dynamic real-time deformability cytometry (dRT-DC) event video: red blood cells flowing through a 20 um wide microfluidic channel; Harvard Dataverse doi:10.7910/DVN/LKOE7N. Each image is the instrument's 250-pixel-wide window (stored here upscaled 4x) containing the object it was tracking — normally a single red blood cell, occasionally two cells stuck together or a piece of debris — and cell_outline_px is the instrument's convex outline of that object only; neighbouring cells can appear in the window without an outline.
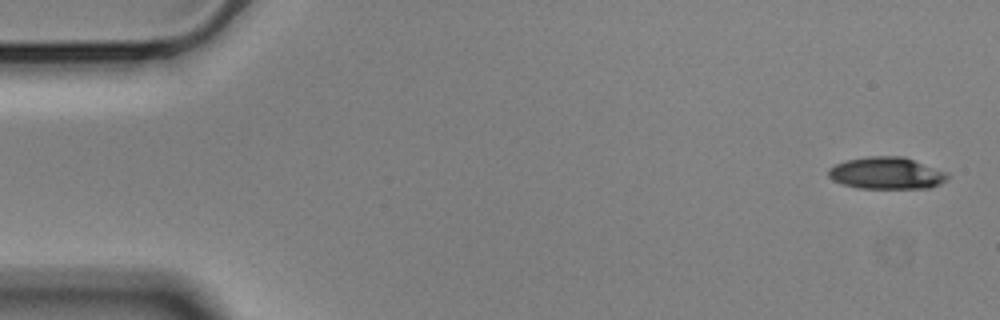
{"species": "Egyptian fruit bat (a non-hibernating species)", "species_latin": "Rousettus aegyptiacus", "temperature_condition": "cold", "stored_images_in_passage": 56, "camera_frame_rate_fps": 3000, "um_per_image_px": 0.085, "animal": {"sex": "male"}, "frame": {"image": 1, "passage_image": 1, "time_ms": 0.0, "image_size_px": [1000, 320], "cell_outline_px": [[948, 176], [940, 184], [932, 188], [856, 188], [832, 180], [828, 176], [828, 168], [844, 160], [868, 156], [904, 156], [948, 172]], "centroid_in_image_um": [75.35, 14.71], "position_along_channel_um": 9.7, "area_um2": 22.37}}
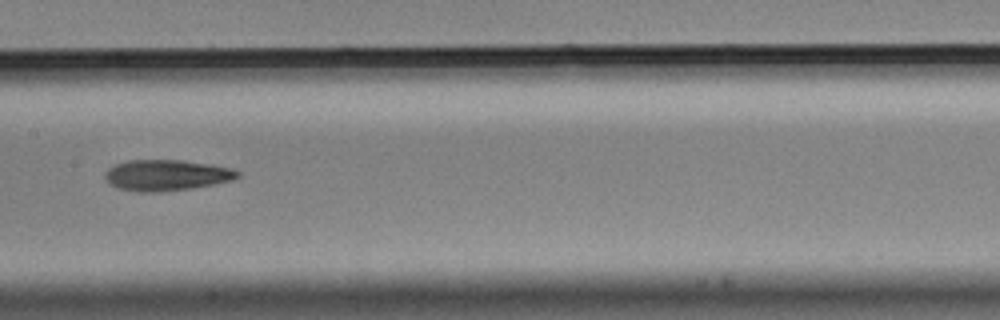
{"frame": {"image": 2, "passage_image": 27, "time_ms": 8.667, "image_size_px": [1000, 320], "cell_outline_px": [[240, 176], [232, 180], [192, 188], [160, 192], [140, 192], [120, 188], [108, 184], [104, 176], [108, 168], [116, 164], [128, 160], [180, 160], [212, 164], [232, 168], [240, 172]], "centroid_in_image_um": [14.15, 14.89], "position_along_channel_um": 193.2, "area_um2": 23.93}}
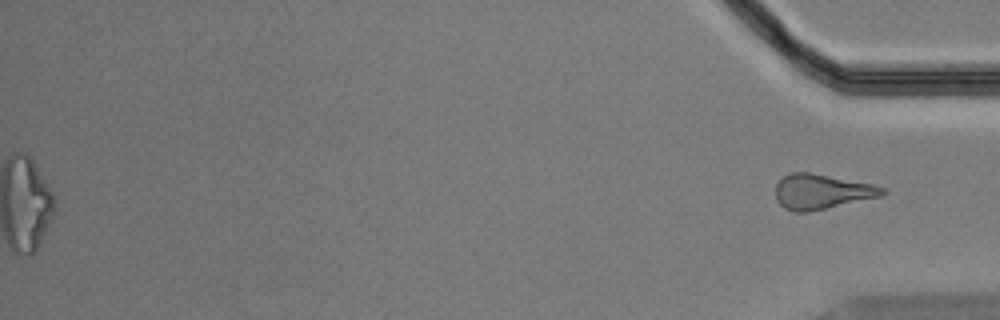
{"frame": {"image": 3, "passage_image": 56, "time_ms": 18.333, "image_size_px": [1000, 320], "cell_outline_px": [[888, 192], [880, 196], [808, 212], [792, 212], [784, 208], [776, 200], [776, 184], [784, 176], [792, 172], [808, 172], [872, 184], [884, 188]], "centroid_in_image_um": [69.81, 16.29], "position_along_channel_um": 365.4, "area_um2": 21.5}, "authors_computed_cell_mechanics": {"area_um2": 23.3223, "velocity_mm_per_s": 3.5483, "shape_relaxation_time_tau1_ms": 4.7345, "shape_relaxation_time_tau2_ms": 7.6225, "deformation_change_tau1": 0.155, "deformation_change_tau2": 0.1998}}